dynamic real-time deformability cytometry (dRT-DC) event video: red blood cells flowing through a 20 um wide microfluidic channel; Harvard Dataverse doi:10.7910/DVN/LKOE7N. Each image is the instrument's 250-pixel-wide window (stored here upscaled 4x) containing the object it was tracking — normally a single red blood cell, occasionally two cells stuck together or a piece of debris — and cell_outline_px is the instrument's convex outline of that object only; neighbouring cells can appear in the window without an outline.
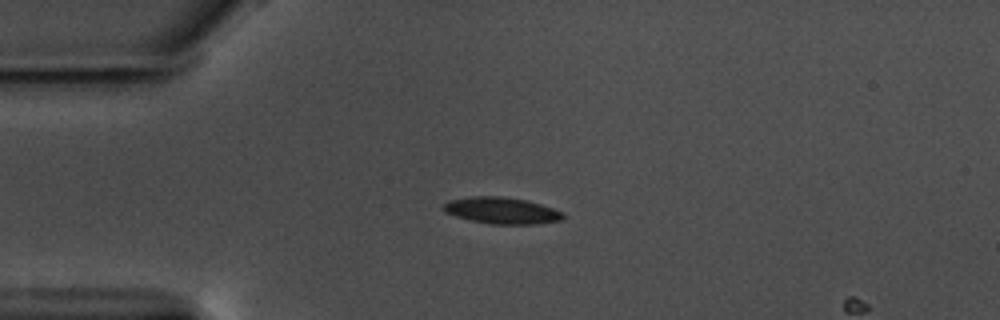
{"species": "common noctule bat (a hibernating species)", "species_latin": "Nyctalus noctula", "temperature_condition": "warm", "stored_images_in_passage": 14, "camera_frame_rate_fps": 3000, "um_per_image_px": 0.085, "animal": {"sex": "male", "body_mass_g": 17.5, "forearm_length_mm": 52.3}, "frame": {"image": 1, "passage_image": 12, "time_ms": 3.667, "image_size_px": [1000, 320], "cell_outline_px": [[564, 216], [560, 220], [536, 224], [492, 224], [472, 220], [456, 216], [444, 212], [444, 204], [448, 200], [472, 196], [500, 196], [528, 200], [564, 212]], "centroid_in_image_um": [42.65, 17.89], "position_along_channel_um": 42.4, "area_um2": 18.38}}